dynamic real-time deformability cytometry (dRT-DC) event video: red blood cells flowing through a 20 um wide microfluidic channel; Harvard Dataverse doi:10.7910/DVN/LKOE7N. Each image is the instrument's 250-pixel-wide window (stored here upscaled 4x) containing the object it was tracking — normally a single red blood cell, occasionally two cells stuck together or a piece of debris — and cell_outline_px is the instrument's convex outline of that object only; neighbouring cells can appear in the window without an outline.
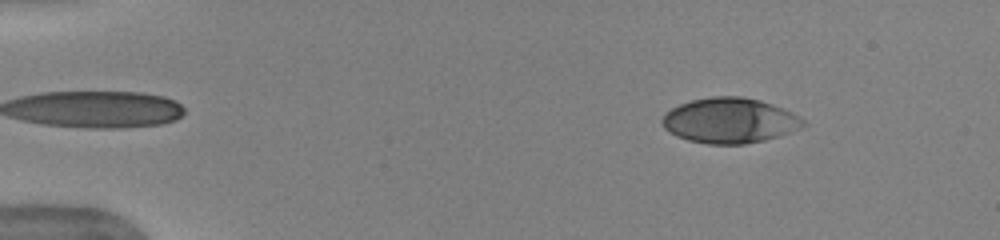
{"species": "human", "species_latin": "Homo sapiens", "temperature_condition": "warm", "stored_images_in_passage": 46, "camera_frame_rate_fps": 3000, "um_per_image_px": 0.085, "donor": {"sex": "female"}, "frame": {"image": 1, "passage_image": 2, "time_ms": 0.333, "image_size_px": [1000, 240], "cell_outline_px": [[808, 124], [800, 128], [764, 140], [744, 144], [708, 144], [688, 140], [676, 136], [668, 132], [664, 128], [660, 120], [672, 108], [680, 104], [692, 100], [712, 96], [740, 96], [760, 100], [772, 104], [792, 112], [804, 120]], "centroid_in_image_um": [62.01, 10.24], "position_along_channel_um": 23.0, "area_um2": 37.05}}
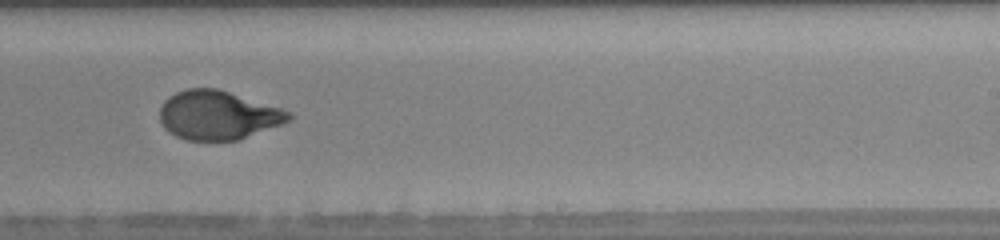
{"frame": {"image": 2, "passage_image": 28, "time_ms": 9.0, "image_size_px": [1000, 240], "cell_outline_px": [[292, 116], [284, 124], [240, 140], [184, 140], [168, 132], [164, 128], [160, 120], [160, 108], [164, 100], [168, 96], [176, 92], [188, 88], [216, 88], [280, 108], [292, 112]], "centroid_in_image_um": [18.51, 9.8], "position_along_channel_um": 270.5, "area_um2": 36.88}}
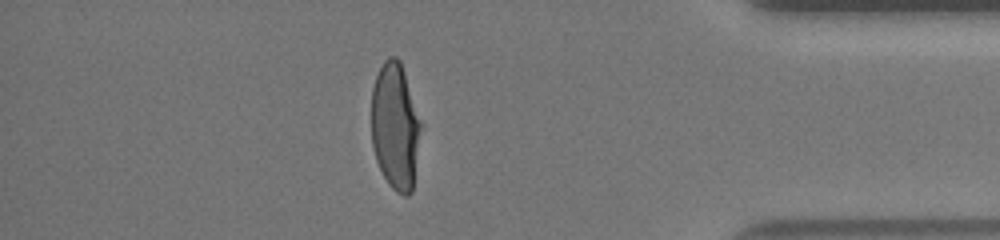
{"frame": {"image": 3, "passage_image": 40, "time_ms": 13.0, "image_size_px": [1000, 240], "cell_outline_px": [[424, 124], [412, 192], [408, 196], [404, 196], [396, 192], [388, 184], [376, 160], [372, 144], [372, 88], [376, 76], [384, 60], [388, 56], [396, 56], [400, 60]], "centroid_in_image_um": [33.65, 10.75], "position_along_channel_um": 401.6, "area_um2": 37.51}, "authors_computed_cell_mechanics": {"area_um2": 37.5122, "velocity_mm_per_s": 3.9682, "shape_relaxation_time_tau1_ms": 3.8783, "shape_relaxation_time_tau2_ms": null, "deformation_change_tau1": 0.2069, "deformation_change_tau2": null}}